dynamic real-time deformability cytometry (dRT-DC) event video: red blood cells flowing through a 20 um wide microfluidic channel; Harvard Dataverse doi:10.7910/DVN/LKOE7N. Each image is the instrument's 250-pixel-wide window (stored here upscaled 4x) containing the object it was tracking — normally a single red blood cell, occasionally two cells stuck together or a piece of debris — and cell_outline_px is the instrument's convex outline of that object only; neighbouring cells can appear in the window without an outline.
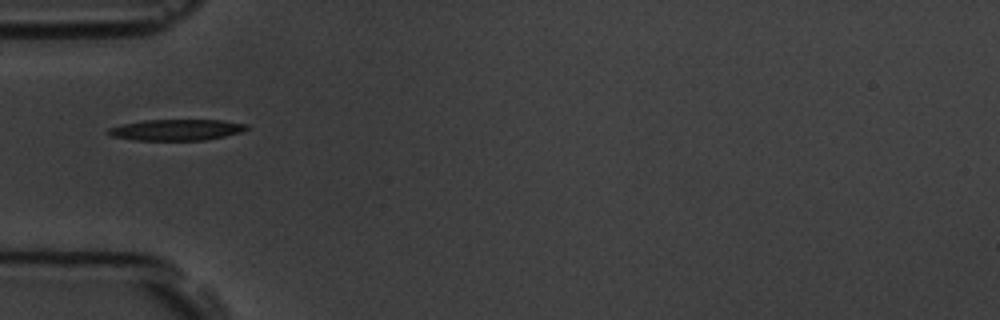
{"species": "common noctule bat (a hibernating species)", "species_latin": "Nyctalus noctula", "temperature_condition": "room temperature", "stored_images_in_passage": 4, "camera_frame_rate_fps": 3000, "um_per_image_px": 0.085, "animal": {"sex": "male", "body_mass_g": 19.5, "forearm_length_mm": 54.6}, "frame": {"image": 1, "passage_image": 1, "time_ms": 0.0, "image_size_px": [1000, 320], "cell_outline_px": [[252, 128], [240, 132], [224, 136], [204, 140], [136, 140], [112, 136], [104, 132], [108, 128], [124, 124], [144, 120], [224, 120], [248, 124]], "centroid_in_image_um": [15.03, 11.03], "position_along_channel_um": 70.0, "area_um2": 17.05}}
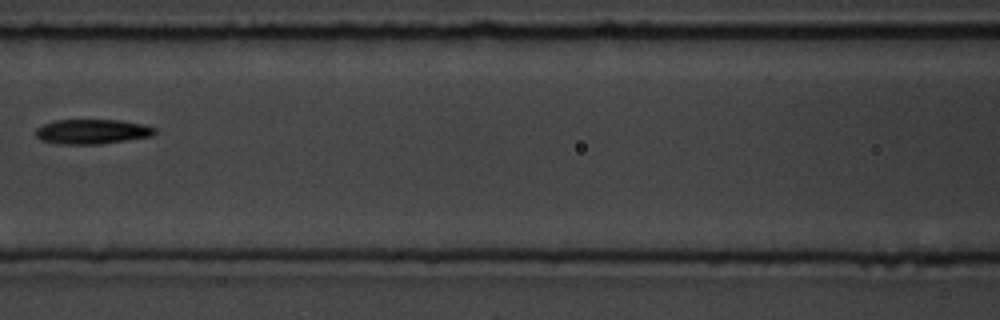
{"frame": {"image": 2, "passage_image": 3, "time_ms": 2.333, "image_size_px": [1000, 320], "cell_outline_px": [[156, 132], [152, 136], [100, 144], [60, 144], [40, 140], [36, 136], [36, 128], [44, 124], [56, 120], [120, 120], [144, 124], [156, 128]], "centroid_in_image_um": [7.84, 11.18], "position_along_channel_um": 158.8, "area_um2": 17.17}}
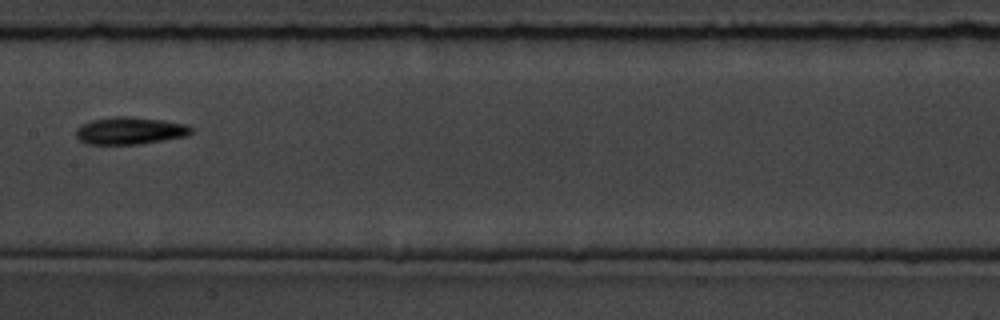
{"frame": {"image": 3, "passage_image": 4, "time_ms": 3.333, "image_size_px": [1000, 320], "cell_outline_px": [[192, 132], [188, 136], [140, 144], [84, 144], [76, 136], [76, 128], [80, 124], [92, 120], [116, 116], [128, 116], [164, 120], [188, 124], [192, 128]], "centroid_in_image_um": [11.05, 11.11], "position_along_channel_um": 196.3, "area_um2": 18.55}}